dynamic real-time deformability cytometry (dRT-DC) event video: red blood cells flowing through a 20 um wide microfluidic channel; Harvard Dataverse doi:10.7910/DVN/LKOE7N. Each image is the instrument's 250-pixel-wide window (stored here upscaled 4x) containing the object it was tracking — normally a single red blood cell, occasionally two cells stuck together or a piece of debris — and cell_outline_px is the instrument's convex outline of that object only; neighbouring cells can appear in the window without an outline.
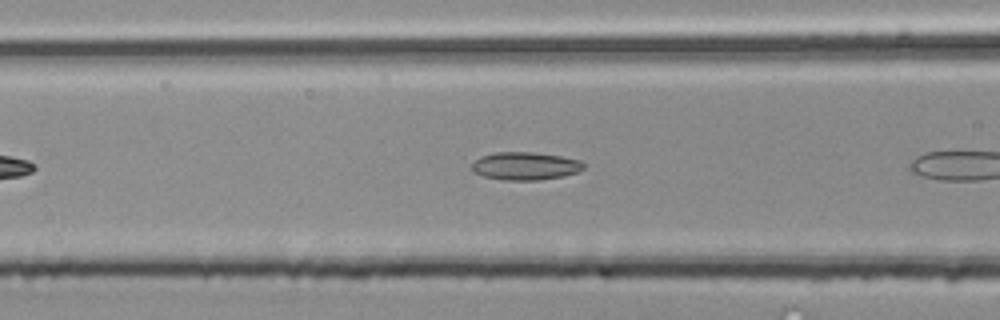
{"species": "common noctule bat (a hibernating species)", "species_latin": "Nyctalus noctula", "temperature_condition": "room temperature", "stored_images_in_passage": 6, "camera_frame_rate_fps": 3000, "um_per_image_px": 0.085, "animal": {"sex": "male", "body_mass_g": 20.4}, "frame": {"image": 1, "passage_image": 5, "time_ms": 1.333, "image_size_px": [1000, 320], "cell_outline_px": [[584, 168], [576, 172], [564, 176], [536, 180], [504, 180], [484, 176], [472, 172], [472, 164], [480, 156], [496, 152], [532, 152], [560, 156], [580, 160], [584, 164]], "centroid_in_image_um": [44.63, 14.11], "position_along_channel_um": 122.0, "area_um2": 18.09}}